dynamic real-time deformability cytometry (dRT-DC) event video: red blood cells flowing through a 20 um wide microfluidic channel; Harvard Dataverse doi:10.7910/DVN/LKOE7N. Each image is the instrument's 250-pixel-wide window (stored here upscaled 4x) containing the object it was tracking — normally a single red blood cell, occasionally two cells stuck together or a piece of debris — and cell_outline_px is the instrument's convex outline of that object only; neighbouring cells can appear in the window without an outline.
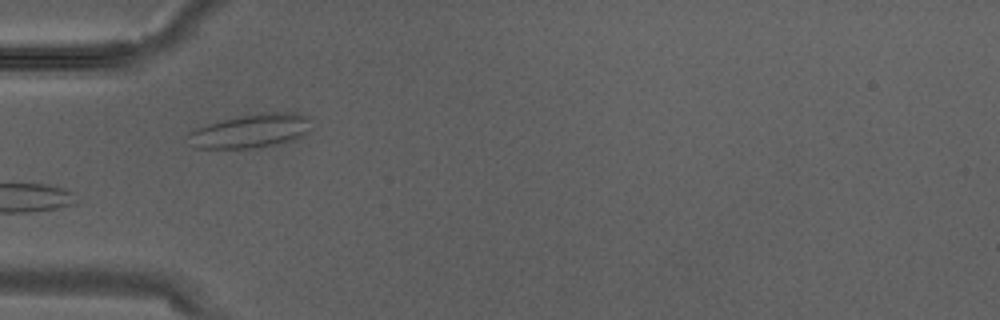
{"species": "Egyptian fruit bat (a non-hibernating species)", "species_latin": "Rousettus aegyptiacus", "temperature_condition": "warm", "stored_images_in_passage": 2, "camera_frame_rate_fps": 3000, "um_per_image_px": 0.085, "animal": {"sex": "male"}, "frame": {"image": 1, "passage_image": 2, "time_ms": 0.333, "image_size_px": [1000, 320], "cell_outline_px": [[312, 128], [304, 136], [292, 140], [276, 144], [248, 148], [196, 148], [184, 136], [188, 132], [196, 128], [220, 120], [268, 112], [300, 112], [312, 116]], "centroid_in_image_um": [21.39, 11.11], "position_along_channel_um": 63.6, "area_um2": 24.57}}